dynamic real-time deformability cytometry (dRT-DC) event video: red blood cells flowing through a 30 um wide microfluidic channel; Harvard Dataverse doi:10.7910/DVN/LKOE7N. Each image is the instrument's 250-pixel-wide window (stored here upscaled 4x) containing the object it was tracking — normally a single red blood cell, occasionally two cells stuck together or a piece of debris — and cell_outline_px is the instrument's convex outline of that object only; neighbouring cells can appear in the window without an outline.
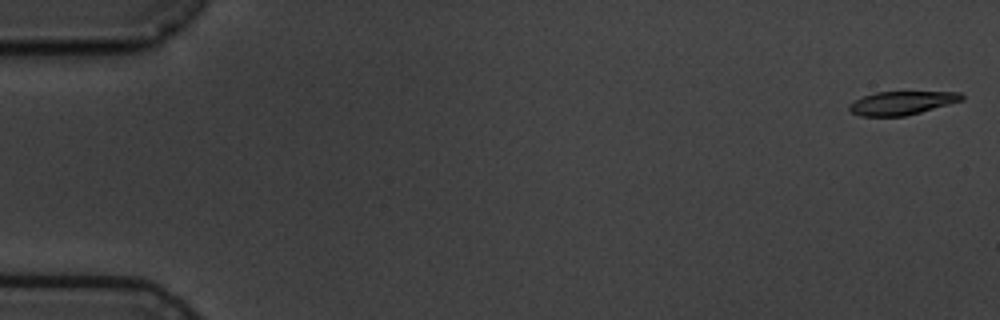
{"species": "common noctule bat (a hibernating species)", "species_latin": "Nyctalus noctula", "temperature_condition": "cold", "stored_images_in_passage": 9, "camera_frame_rate_fps": 3000, "um_per_image_px": 0.085, "animal": {"sex": "male", "body_mass_g": 19.5, "forearm_length_mm": 54.6}, "frame": {"image": 1, "passage_image": 1, "time_ms": 0.0, "image_size_px": [1000, 320], "cell_outline_px": [[964, 100], [920, 112], [904, 116], [860, 116], [852, 112], [848, 108], [848, 104], [864, 96], [876, 92], [960, 92], [964, 96]], "centroid_in_image_um": [76.65, 8.75], "position_along_channel_um": 8.3, "area_um2": 15.26}}
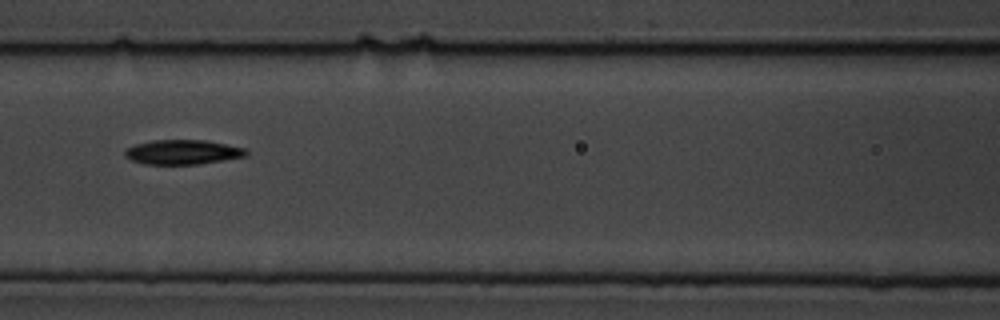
{"frame": {"image": 2, "passage_image": 7, "time_ms": 8.0, "image_size_px": [1000, 320], "cell_outline_px": [[248, 152], [244, 156], [224, 160], [200, 164], [144, 164], [132, 160], [124, 156], [124, 152], [128, 148], [136, 144], [152, 140], [204, 140], [248, 148]], "centroid_in_image_um": [15.54, 12.93], "position_along_channel_um": 151.1, "area_um2": 17.34}}
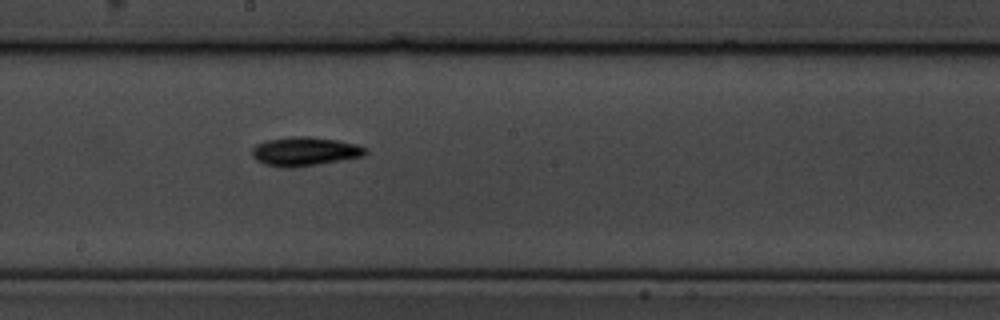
{"frame": {"image": 3, "passage_image": 9, "time_ms": 10.0, "image_size_px": [1000, 320], "cell_outline_px": [[368, 152], [364, 156], [316, 164], [288, 168], [280, 168], [264, 164], [256, 160], [252, 156], [252, 148], [256, 144], [264, 140], [292, 136], [308, 136], [340, 140], [356, 144], [368, 148]], "centroid_in_image_um": [25.89, 12.86], "position_along_channel_um": 222.3, "area_um2": 19.31}}